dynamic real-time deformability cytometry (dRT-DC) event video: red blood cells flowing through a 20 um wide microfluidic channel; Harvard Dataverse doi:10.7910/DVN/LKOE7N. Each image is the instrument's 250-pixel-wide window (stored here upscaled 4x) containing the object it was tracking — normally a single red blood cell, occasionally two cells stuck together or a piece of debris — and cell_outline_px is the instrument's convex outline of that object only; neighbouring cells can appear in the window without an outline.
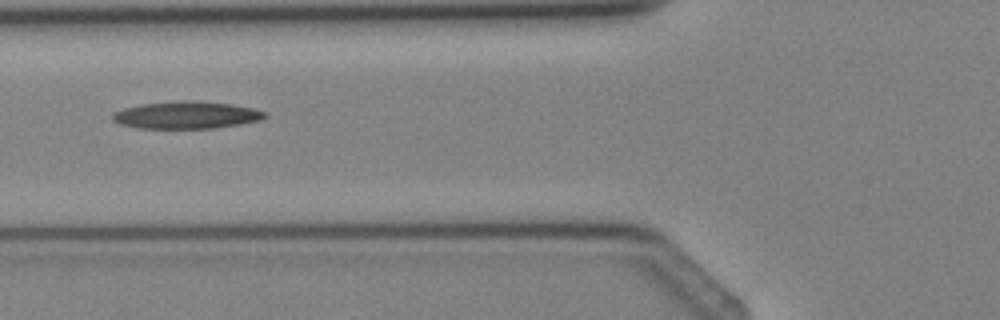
{"species": "Egyptian fruit bat (a non-hibernating species)", "species_latin": "Rousettus aegyptiacus", "temperature_condition": "cold", "stored_images_in_passage": 2, "camera_frame_rate_fps": 3000, "um_per_image_px": 0.085, "animal": {"sex": "female"}, "frame": {"image": 1, "passage_image": 2, "time_ms": 1.0, "image_size_px": [1000, 320], "cell_outline_px": [[268, 116], [260, 120], [240, 124], [212, 128], [140, 128], [120, 124], [112, 120], [112, 116], [116, 112], [124, 108], [140, 104], [180, 100], [184, 100], [232, 104], [252, 108], [264, 112]], "centroid_in_image_um": [15.83, 9.78], "position_along_channel_um": 110.0, "area_um2": 23.99}}